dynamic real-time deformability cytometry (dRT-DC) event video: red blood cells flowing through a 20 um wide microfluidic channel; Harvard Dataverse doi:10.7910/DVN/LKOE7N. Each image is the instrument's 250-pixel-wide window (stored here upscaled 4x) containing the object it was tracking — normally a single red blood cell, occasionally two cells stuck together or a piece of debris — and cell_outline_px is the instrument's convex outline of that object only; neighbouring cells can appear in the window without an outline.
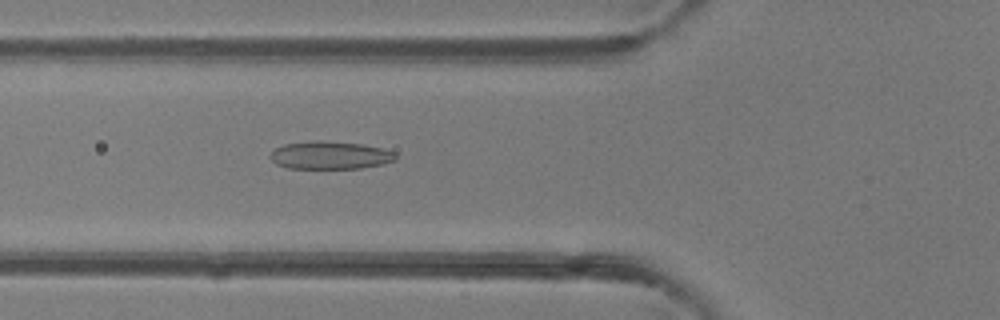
{"species": "common noctule bat (a hibernating species)", "species_latin": "Nyctalus noctula", "temperature_condition": "room temperature", "stored_images_in_passage": 34, "camera_frame_rate_fps": 3000, "um_per_image_px": 0.085, "animal": {"sex": "female"}, "frame": {"image": 1, "passage_image": 4, "time_ms": 1.0, "image_size_px": [1000, 320], "cell_outline_px": [[396, 160], [384, 164], [360, 168], [288, 168], [276, 164], [268, 156], [276, 148], [284, 144], [312, 140], [320, 140], [364, 144], [384, 148], [396, 152]], "centroid_in_image_um": [28.09, 13.18], "position_along_channel_um": 97.7, "area_um2": 20.58}}
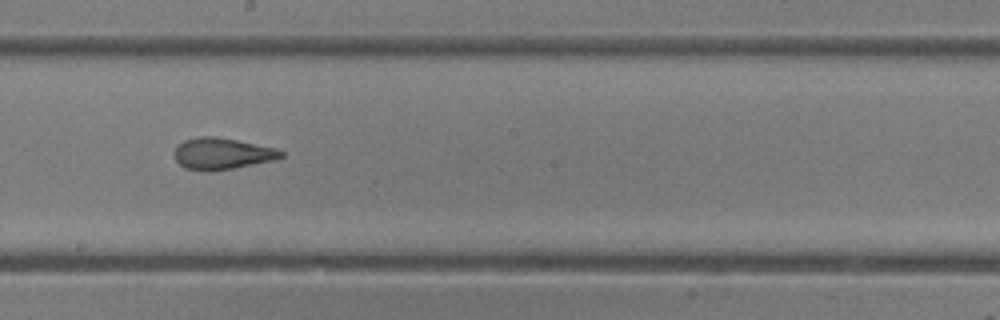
{"frame": {"image": 2, "passage_image": 13, "time_ms": 4.0, "image_size_px": [1000, 320], "cell_outline_px": [[284, 156], [272, 160], [232, 168], [208, 172], [184, 168], [176, 160], [172, 152], [176, 144], [184, 140], [200, 136], [216, 136], [276, 148], [284, 152]], "centroid_in_image_um": [18.8, 13.05], "position_along_channel_um": 229.4, "area_um2": 19.65}}
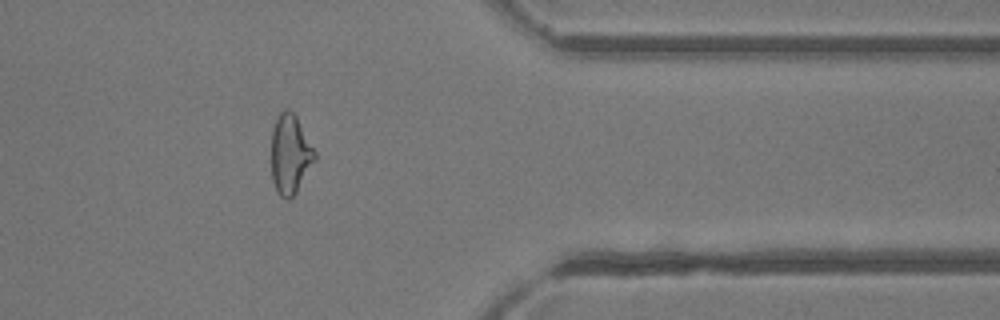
{"frame": {"image": 3, "passage_image": 25, "time_ms": 8.0, "image_size_px": [1000, 320], "cell_outline_px": [[316, 160], [296, 192], [288, 200], [284, 200], [276, 192], [272, 180], [272, 128], [280, 112], [284, 108], [288, 108], [296, 116], [316, 152]], "centroid_in_image_um": [24.66, 13.13], "position_along_channel_um": 386.7, "area_um2": 20.17}}